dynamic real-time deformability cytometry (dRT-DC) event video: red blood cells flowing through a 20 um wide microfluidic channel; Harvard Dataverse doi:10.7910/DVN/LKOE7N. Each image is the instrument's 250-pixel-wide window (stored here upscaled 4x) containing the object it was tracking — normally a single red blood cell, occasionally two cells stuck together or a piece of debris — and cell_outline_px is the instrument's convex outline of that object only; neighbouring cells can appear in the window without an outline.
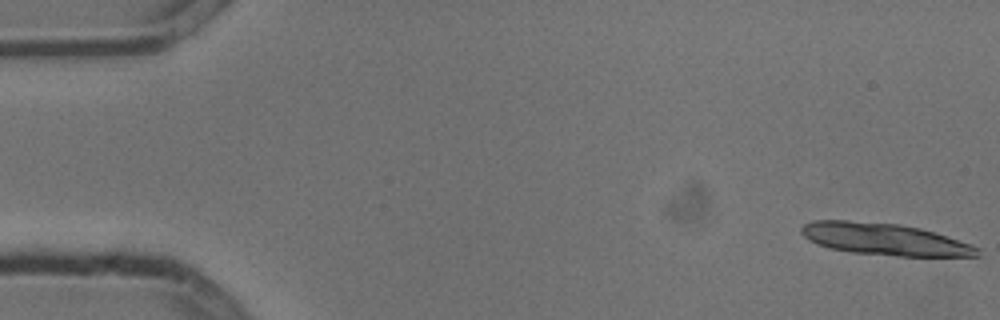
{"species": "common noctule bat (a hibernating species)", "species_latin": "Nyctalus noctula", "temperature_condition": "cold", "stored_images_in_passage": 6, "camera_frame_rate_fps": 3000, "um_per_image_px": 0.085, "animal": {"sex": "male", "body_mass_g": 13.3}, "frame": {"image": 1, "passage_image": 1, "time_ms": 0.0, "image_size_px": [1000, 320], "cell_outline_px": [[980, 256], [896, 256], [852, 252], [828, 248], [816, 244], [808, 240], [800, 232], [800, 228], [804, 224], [812, 220], [848, 220], [900, 224], [920, 228], [972, 244], [980, 248]], "centroid_in_image_um": [75.16, 20.33], "position_along_channel_um": 9.8, "area_um2": 32.89}}
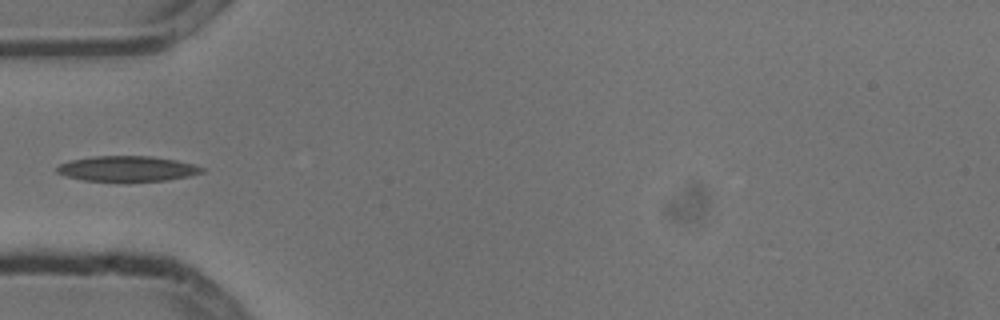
{"frame": {"image": 2, "passage_image": 5, "time_ms": 1.333, "image_size_px": [1000, 320], "cell_outline_px": [[204, 172], [188, 176], [168, 180], [84, 180], [68, 176], [56, 172], [56, 168], [60, 164], [68, 160], [92, 156], [152, 156], [176, 160], [196, 164], [204, 168]], "centroid_in_image_um": [10.84, 14.31], "position_along_channel_um": 74.2, "area_um2": 21.15}}
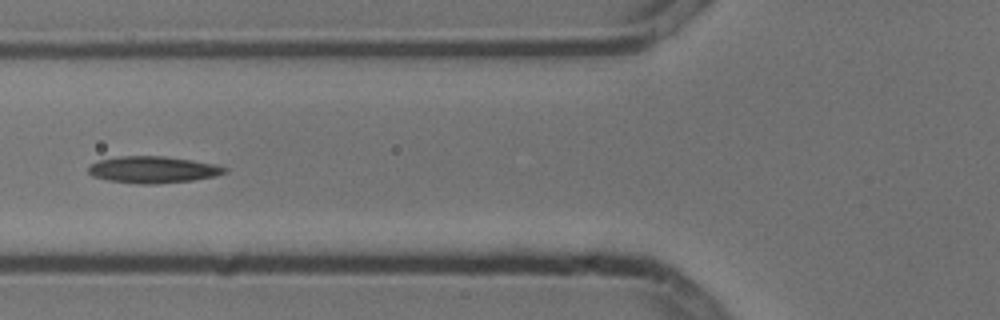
{"frame": {"image": 3, "passage_image": 6, "time_ms": 1.667, "image_size_px": [1000, 320], "cell_outline_px": [[228, 172], [212, 176], [192, 180], [156, 184], [140, 184], [108, 180], [92, 176], [88, 172], [88, 168], [92, 164], [100, 160], [120, 156], [164, 156], [192, 160], [216, 164], [228, 168]], "centroid_in_image_um": [13.02, 14.42], "position_along_channel_um": 112.8, "area_um2": 21.1}}